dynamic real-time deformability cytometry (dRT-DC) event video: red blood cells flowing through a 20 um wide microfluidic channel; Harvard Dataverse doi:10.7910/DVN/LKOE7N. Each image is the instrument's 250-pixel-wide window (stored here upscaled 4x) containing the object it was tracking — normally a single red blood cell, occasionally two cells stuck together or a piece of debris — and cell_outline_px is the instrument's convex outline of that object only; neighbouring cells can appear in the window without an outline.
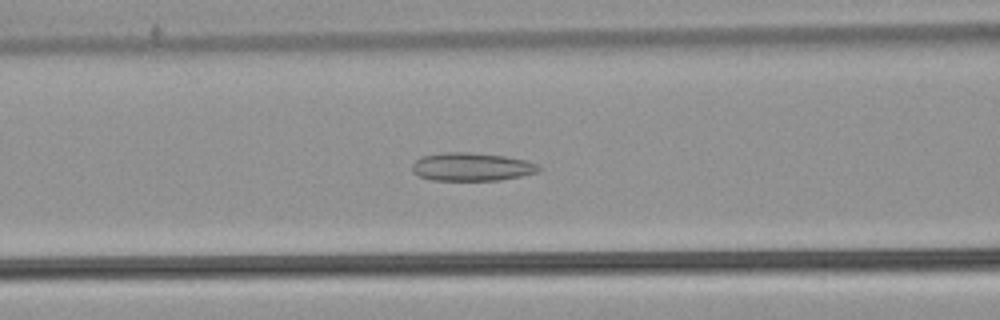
{"species": "common noctule bat (a hibernating species)", "species_latin": "Nyctalus noctula", "temperature_condition": "warm", "stored_images_in_passage": 44, "camera_frame_rate_fps": 3000, "um_per_image_px": 0.085, "animal": {"sex": "male", "body_mass_g": 21.5, "forearm_length_mm": 52.0}, "frame": {"image": 1, "passage_image": 13, "time_ms": 4.0, "image_size_px": [1000, 320], "cell_outline_px": [[544, 168], [540, 172], [500, 180], [432, 180], [420, 176], [412, 172], [412, 164], [420, 156], [448, 152], [468, 152], [504, 156], [524, 160], [536, 164]], "centroid_in_image_um": [40.1, 14.18], "position_along_channel_um": 126.5, "area_um2": 20.81}}
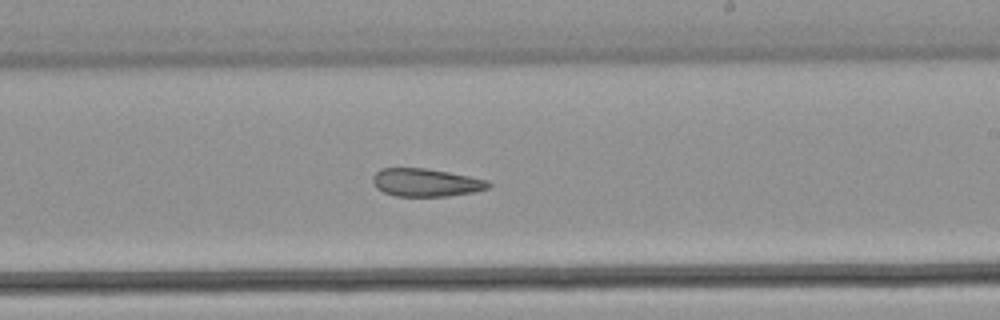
{"frame": {"image": 2, "passage_image": 23, "time_ms": 7.333, "image_size_px": [1000, 320], "cell_outline_px": [[492, 184], [488, 188], [472, 192], [448, 196], [396, 196], [384, 192], [376, 188], [372, 180], [372, 176], [380, 168], [424, 168], [448, 172], [488, 180]], "centroid_in_image_um": [36.18, 15.51], "position_along_channel_um": 252.8, "area_um2": 18.79}}
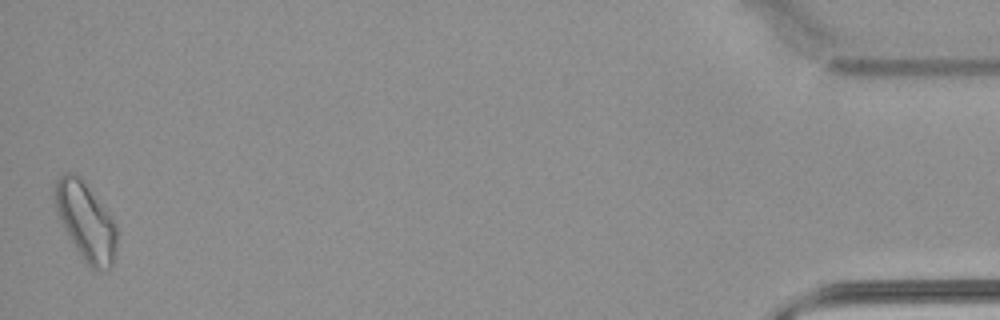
{"frame": {"image": 3, "passage_image": 44, "time_ms": 14.333, "image_size_px": [1000, 320], "cell_outline_px": [[116, 252], [112, 264], [108, 268], [96, 272], [84, 260], [76, 248], [64, 228], [56, 212], [56, 180], [64, 172], [72, 172], [80, 176], [112, 220], [116, 228]], "centroid_in_image_um": [7.29, 18.84], "position_along_channel_um": 427.9, "area_um2": 27.22}, "authors_computed_cell_mechanics": {"area_um2": 21.0392, "velocity_mm_per_s": 3.7912, "shape_relaxation_time_tau1_ms": null, "shape_relaxation_time_tau2_ms": 5.8278, "deformation_change_tau1": null, "deformation_change_tau2": 0.1369}}